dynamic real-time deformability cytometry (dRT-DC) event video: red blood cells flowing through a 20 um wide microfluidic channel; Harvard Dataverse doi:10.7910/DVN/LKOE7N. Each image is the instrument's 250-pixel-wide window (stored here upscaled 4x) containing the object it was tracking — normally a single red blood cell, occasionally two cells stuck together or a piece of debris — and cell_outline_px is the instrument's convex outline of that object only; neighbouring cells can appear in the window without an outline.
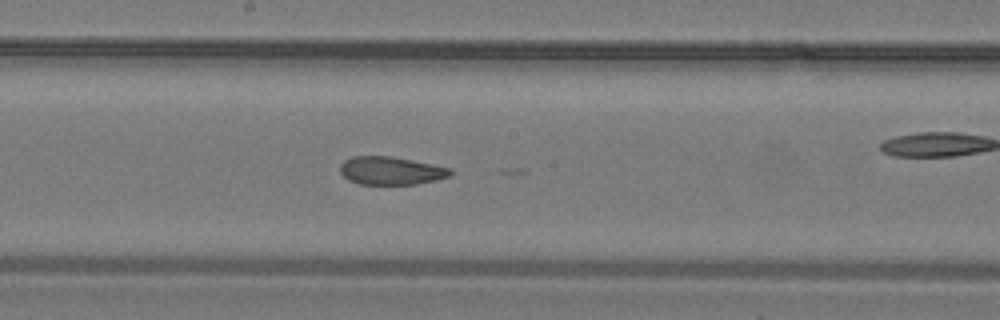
{"species": "common noctule bat (a hibernating species)", "species_latin": "Nyctalus noctula", "temperature_condition": "warm", "stored_images_in_passage": 24, "camera_frame_rate_fps": 3000, "um_per_image_px": 0.085, "animal": {"sex": "male", "body_mass_g": 19.2, "forearm_length_mm": 51.8}, "frame": {"image": 1, "passage_image": 11, "time_ms": 3.333, "image_size_px": [1000, 320], "cell_outline_px": [[452, 172], [448, 176], [436, 180], [416, 184], [360, 184], [348, 180], [340, 172], [340, 164], [344, 160], [352, 156], [392, 156], [452, 168]], "centroid_in_image_um": [33.21, 14.5], "position_along_channel_um": 215.0, "area_um2": 18.03}}